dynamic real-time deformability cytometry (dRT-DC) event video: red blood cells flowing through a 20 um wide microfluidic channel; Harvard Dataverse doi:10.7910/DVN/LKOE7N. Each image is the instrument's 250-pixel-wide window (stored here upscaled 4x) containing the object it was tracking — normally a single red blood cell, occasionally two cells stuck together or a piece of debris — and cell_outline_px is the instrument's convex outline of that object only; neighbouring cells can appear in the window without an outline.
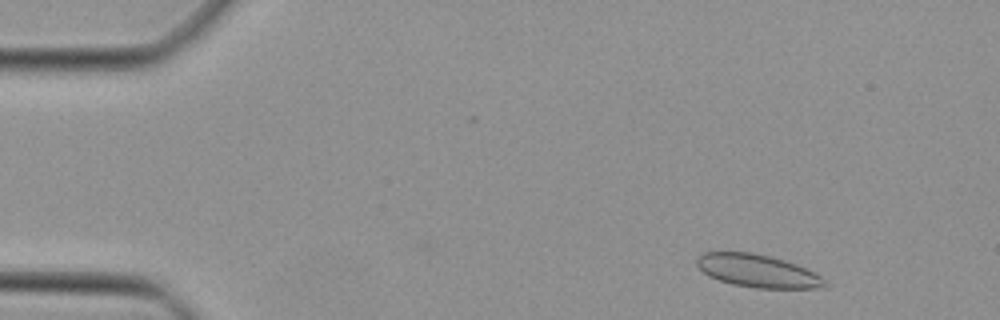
{"species": "Egyptian fruit bat (a non-hibernating species)", "species_latin": "Rousettus aegyptiacus", "temperature_condition": "cold", "stored_images_in_passage": 43, "camera_frame_rate_fps": 3000, "um_per_image_px": 0.085, "animal": {"sex": "female"}, "frame": {"image": 1, "passage_image": 2, "time_ms": 0.333, "image_size_px": [1000, 320], "cell_outline_px": [[828, 284], [824, 288], [756, 288], [732, 284], [708, 276], [696, 264], [696, 260], [704, 252], [752, 252], [784, 260], [796, 264], [816, 272]], "centroid_in_image_um": [64.42, 23.03], "position_along_channel_um": 20.6, "area_um2": 24.39}}
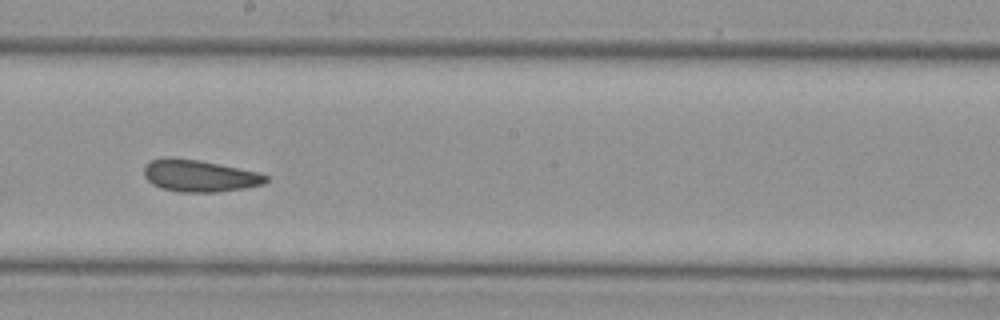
{"frame": {"image": 2, "passage_image": 23, "time_ms": 7.333, "image_size_px": [1000, 320], "cell_outline_px": [[268, 180], [264, 184], [244, 188], [216, 192], [180, 192], [160, 188], [152, 184], [144, 176], [144, 164], [152, 160], [164, 156], [172, 156], [220, 164], [260, 172], [268, 176]], "centroid_in_image_um": [16.93, 14.93], "position_along_channel_um": 231.3, "area_um2": 22.95}}
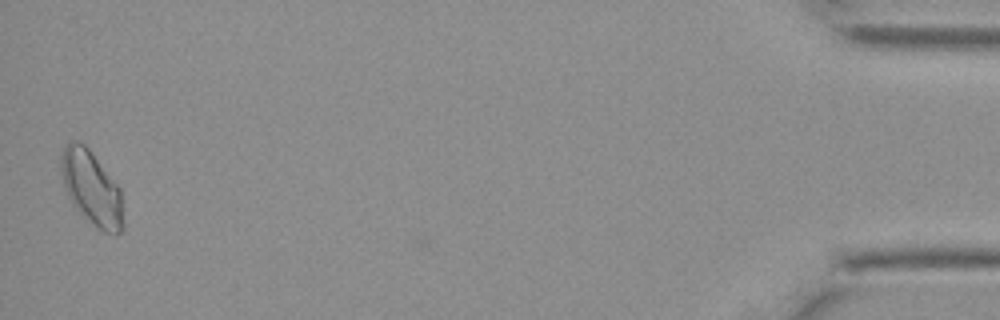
{"frame": {"image": 3, "passage_image": 43, "time_ms": 14.0, "image_size_px": [1000, 320], "cell_outline_px": [[124, 228], [116, 236], [104, 232], [84, 220], [72, 204], [64, 188], [60, 168], [60, 156], [64, 148], [72, 140], [76, 140], [84, 144], [88, 148], [120, 188], [124, 220]], "centroid_in_image_um": [7.78, 16.05], "position_along_channel_um": 427.4, "area_um2": 27.28}}